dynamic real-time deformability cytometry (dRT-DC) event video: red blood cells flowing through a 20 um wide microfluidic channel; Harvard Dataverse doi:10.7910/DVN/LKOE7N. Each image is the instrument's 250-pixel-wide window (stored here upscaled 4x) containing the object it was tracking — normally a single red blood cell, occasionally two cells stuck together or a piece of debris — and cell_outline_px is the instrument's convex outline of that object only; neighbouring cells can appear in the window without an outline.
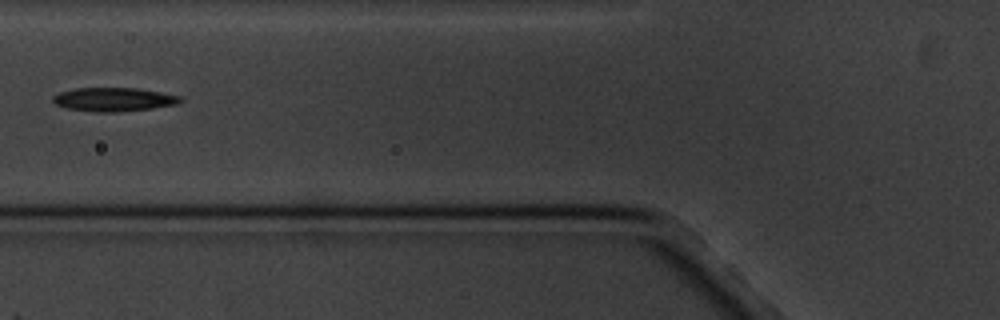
{"species": "common noctule bat (a hibernating species)", "species_latin": "Nyctalus noctula", "temperature_condition": "cold", "stored_images_in_passage": 10, "camera_frame_rate_fps": 3000, "um_per_image_px": 0.085, "animal": {"sex": "male", "body_mass_g": 20.1, "forearm_length_mm": 53.5}, "frame": {"image": 1, "passage_image": 4, "time_ms": 4.333, "image_size_px": [1000, 320], "cell_outline_px": [[184, 100], [176, 104], [152, 108], [120, 112], [96, 112], [68, 108], [56, 104], [52, 100], [52, 96], [60, 92], [76, 88], [136, 88], [160, 92], [180, 96]], "centroid_in_image_um": [9.67, 8.45], "position_along_channel_um": 116.1, "area_um2": 17.51}}
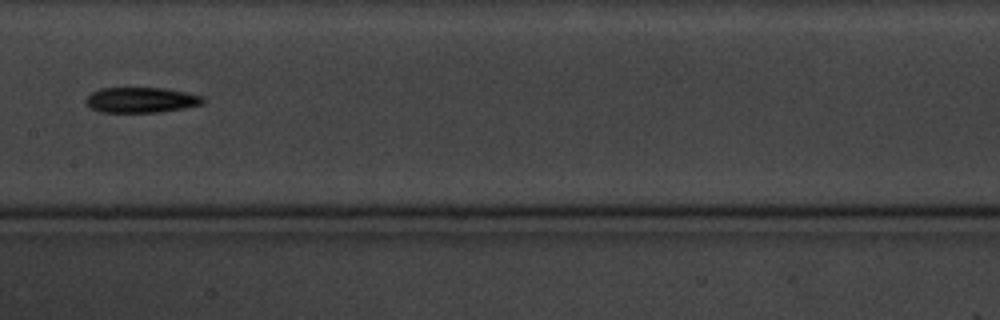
{"frame": {"image": 2, "passage_image": 6, "time_ms": 6.667, "image_size_px": [1000, 320], "cell_outline_px": [[204, 104], [160, 112], [100, 112], [92, 108], [84, 100], [92, 92], [100, 88], [164, 88], [204, 96]], "centroid_in_image_um": [12.0, 8.49], "position_along_channel_um": 195.4, "area_um2": 17.22}}
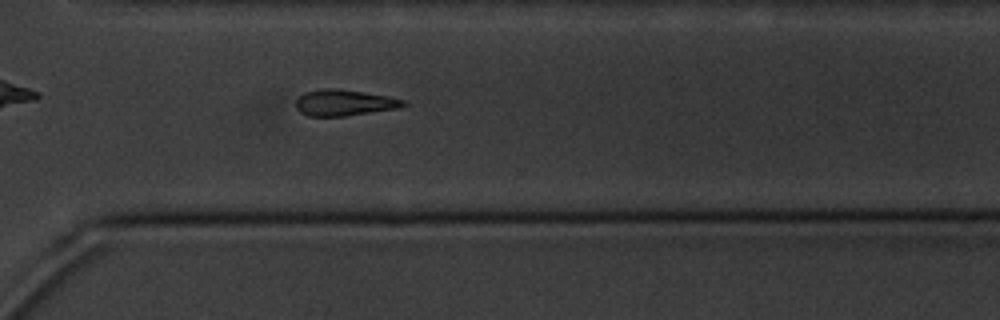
{"frame": {"image": 3, "passage_image": 10, "time_ms": 11.0, "image_size_px": [1000, 320], "cell_outline_px": [[408, 104], [400, 108], [344, 116], [308, 116], [300, 112], [296, 108], [296, 100], [304, 92], [324, 88], [336, 88], [388, 96], [404, 100]], "centroid_in_image_um": [29.26, 8.73], "position_along_channel_um": 341.3, "area_um2": 16.36}}